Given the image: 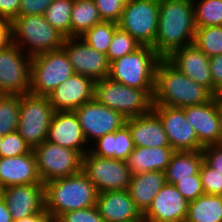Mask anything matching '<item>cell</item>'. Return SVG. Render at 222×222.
<instances>
[{
    "label": "cell",
    "mask_w": 222,
    "mask_h": 222,
    "mask_svg": "<svg viewBox=\"0 0 222 222\" xmlns=\"http://www.w3.org/2000/svg\"><path fill=\"white\" fill-rule=\"evenodd\" d=\"M193 2L160 0L157 36L152 47L162 58L193 44L196 31Z\"/></svg>",
    "instance_id": "6da1fadb"
},
{
    "label": "cell",
    "mask_w": 222,
    "mask_h": 222,
    "mask_svg": "<svg viewBox=\"0 0 222 222\" xmlns=\"http://www.w3.org/2000/svg\"><path fill=\"white\" fill-rule=\"evenodd\" d=\"M214 95L204 86L180 73L165 58L156 67L153 106L185 108L205 104Z\"/></svg>",
    "instance_id": "7a4b0ae2"
},
{
    "label": "cell",
    "mask_w": 222,
    "mask_h": 222,
    "mask_svg": "<svg viewBox=\"0 0 222 222\" xmlns=\"http://www.w3.org/2000/svg\"><path fill=\"white\" fill-rule=\"evenodd\" d=\"M98 191L80 171L44 184V209L55 221L64 213L96 205Z\"/></svg>",
    "instance_id": "3957f363"
},
{
    "label": "cell",
    "mask_w": 222,
    "mask_h": 222,
    "mask_svg": "<svg viewBox=\"0 0 222 222\" xmlns=\"http://www.w3.org/2000/svg\"><path fill=\"white\" fill-rule=\"evenodd\" d=\"M65 39L44 15H19L12 21V43L30 57L61 49Z\"/></svg>",
    "instance_id": "277c9868"
},
{
    "label": "cell",
    "mask_w": 222,
    "mask_h": 222,
    "mask_svg": "<svg viewBox=\"0 0 222 222\" xmlns=\"http://www.w3.org/2000/svg\"><path fill=\"white\" fill-rule=\"evenodd\" d=\"M161 59L152 46L141 45L111 62L108 77L131 88L154 90L156 67Z\"/></svg>",
    "instance_id": "5b68a950"
},
{
    "label": "cell",
    "mask_w": 222,
    "mask_h": 222,
    "mask_svg": "<svg viewBox=\"0 0 222 222\" xmlns=\"http://www.w3.org/2000/svg\"><path fill=\"white\" fill-rule=\"evenodd\" d=\"M154 90L131 88L109 77L95 81L94 98L126 119L137 117L153 109Z\"/></svg>",
    "instance_id": "8992f818"
},
{
    "label": "cell",
    "mask_w": 222,
    "mask_h": 222,
    "mask_svg": "<svg viewBox=\"0 0 222 222\" xmlns=\"http://www.w3.org/2000/svg\"><path fill=\"white\" fill-rule=\"evenodd\" d=\"M74 73L63 48L33 56L30 93L48 97Z\"/></svg>",
    "instance_id": "52a82bcc"
},
{
    "label": "cell",
    "mask_w": 222,
    "mask_h": 222,
    "mask_svg": "<svg viewBox=\"0 0 222 222\" xmlns=\"http://www.w3.org/2000/svg\"><path fill=\"white\" fill-rule=\"evenodd\" d=\"M54 112L49 97L32 93L20 95L17 132L31 148L47 140Z\"/></svg>",
    "instance_id": "ba28073f"
},
{
    "label": "cell",
    "mask_w": 222,
    "mask_h": 222,
    "mask_svg": "<svg viewBox=\"0 0 222 222\" xmlns=\"http://www.w3.org/2000/svg\"><path fill=\"white\" fill-rule=\"evenodd\" d=\"M39 178L49 181L75 175L82 171L83 155L71 148H64L49 141L32 148Z\"/></svg>",
    "instance_id": "9c48e42d"
},
{
    "label": "cell",
    "mask_w": 222,
    "mask_h": 222,
    "mask_svg": "<svg viewBox=\"0 0 222 222\" xmlns=\"http://www.w3.org/2000/svg\"><path fill=\"white\" fill-rule=\"evenodd\" d=\"M160 0H131L125 6L118 27L141 45L153 46L157 36Z\"/></svg>",
    "instance_id": "30bf717a"
},
{
    "label": "cell",
    "mask_w": 222,
    "mask_h": 222,
    "mask_svg": "<svg viewBox=\"0 0 222 222\" xmlns=\"http://www.w3.org/2000/svg\"><path fill=\"white\" fill-rule=\"evenodd\" d=\"M82 172L98 193L128 190L131 173L125 161L103 158L88 151L82 158Z\"/></svg>",
    "instance_id": "8fae6325"
},
{
    "label": "cell",
    "mask_w": 222,
    "mask_h": 222,
    "mask_svg": "<svg viewBox=\"0 0 222 222\" xmlns=\"http://www.w3.org/2000/svg\"><path fill=\"white\" fill-rule=\"evenodd\" d=\"M31 60L13 43L0 51V95L30 93Z\"/></svg>",
    "instance_id": "7c38bea8"
},
{
    "label": "cell",
    "mask_w": 222,
    "mask_h": 222,
    "mask_svg": "<svg viewBox=\"0 0 222 222\" xmlns=\"http://www.w3.org/2000/svg\"><path fill=\"white\" fill-rule=\"evenodd\" d=\"M75 113L89 145L92 139L95 142L104 135L122 128L127 120L118 111L99 103L95 98L77 108Z\"/></svg>",
    "instance_id": "4fadbf2b"
},
{
    "label": "cell",
    "mask_w": 222,
    "mask_h": 222,
    "mask_svg": "<svg viewBox=\"0 0 222 222\" xmlns=\"http://www.w3.org/2000/svg\"><path fill=\"white\" fill-rule=\"evenodd\" d=\"M175 151H202L196 131L189 124L185 111L180 107L153 106Z\"/></svg>",
    "instance_id": "5bb4252c"
},
{
    "label": "cell",
    "mask_w": 222,
    "mask_h": 222,
    "mask_svg": "<svg viewBox=\"0 0 222 222\" xmlns=\"http://www.w3.org/2000/svg\"><path fill=\"white\" fill-rule=\"evenodd\" d=\"M62 48L75 73L94 81L108 77L110 63L107 56L93 49L81 37H66Z\"/></svg>",
    "instance_id": "9a60e30c"
},
{
    "label": "cell",
    "mask_w": 222,
    "mask_h": 222,
    "mask_svg": "<svg viewBox=\"0 0 222 222\" xmlns=\"http://www.w3.org/2000/svg\"><path fill=\"white\" fill-rule=\"evenodd\" d=\"M183 110L204 147L222 143V114L216 96L205 104L188 106Z\"/></svg>",
    "instance_id": "2e32d148"
},
{
    "label": "cell",
    "mask_w": 222,
    "mask_h": 222,
    "mask_svg": "<svg viewBox=\"0 0 222 222\" xmlns=\"http://www.w3.org/2000/svg\"><path fill=\"white\" fill-rule=\"evenodd\" d=\"M165 59L180 73L204 86L213 94L210 58L194 44L172 51Z\"/></svg>",
    "instance_id": "e0dca14e"
},
{
    "label": "cell",
    "mask_w": 222,
    "mask_h": 222,
    "mask_svg": "<svg viewBox=\"0 0 222 222\" xmlns=\"http://www.w3.org/2000/svg\"><path fill=\"white\" fill-rule=\"evenodd\" d=\"M13 221L44 209V183L10 186L0 190Z\"/></svg>",
    "instance_id": "ac0fdd59"
},
{
    "label": "cell",
    "mask_w": 222,
    "mask_h": 222,
    "mask_svg": "<svg viewBox=\"0 0 222 222\" xmlns=\"http://www.w3.org/2000/svg\"><path fill=\"white\" fill-rule=\"evenodd\" d=\"M188 203L175 185L165 183L143 217L147 222H185Z\"/></svg>",
    "instance_id": "d6986e66"
},
{
    "label": "cell",
    "mask_w": 222,
    "mask_h": 222,
    "mask_svg": "<svg viewBox=\"0 0 222 222\" xmlns=\"http://www.w3.org/2000/svg\"><path fill=\"white\" fill-rule=\"evenodd\" d=\"M95 81L74 73L59 85L49 97L54 111H75L94 99Z\"/></svg>",
    "instance_id": "ffe728a7"
},
{
    "label": "cell",
    "mask_w": 222,
    "mask_h": 222,
    "mask_svg": "<svg viewBox=\"0 0 222 222\" xmlns=\"http://www.w3.org/2000/svg\"><path fill=\"white\" fill-rule=\"evenodd\" d=\"M47 141L79 151L83 156L90 149L85 146V144H89H87L75 111L54 112L48 129Z\"/></svg>",
    "instance_id": "44dd1931"
},
{
    "label": "cell",
    "mask_w": 222,
    "mask_h": 222,
    "mask_svg": "<svg viewBox=\"0 0 222 222\" xmlns=\"http://www.w3.org/2000/svg\"><path fill=\"white\" fill-rule=\"evenodd\" d=\"M43 183L33 151L15 157H0V190L17 185Z\"/></svg>",
    "instance_id": "7402d4cb"
},
{
    "label": "cell",
    "mask_w": 222,
    "mask_h": 222,
    "mask_svg": "<svg viewBox=\"0 0 222 222\" xmlns=\"http://www.w3.org/2000/svg\"><path fill=\"white\" fill-rule=\"evenodd\" d=\"M96 207L104 222H130L143 216L127 190L98 193Z\"/></svg>",
    "instance_id": "603a6c76"
},
{
    "label": "cell",
    "mask_w": 222,
    "mask_h": 222,
    "mask_svg": "<svg viewBox=\"0 0 222 222\" xmlns=\"http://www.w3.org/2000/svg\"><path fill=\"white\" fill-rule=\"evenodd\" d=\"M135 147H171L163 124L152 109L150 112L126 120Z\"/></svg>",
    "instance_id": "cb8c5ba5"
},
{
    "label": "cell",
    "mask_w": 222,
    "mask_h": 222,
    "mask_svg": "<svg viewBox=\"0 0 222 222\" xmlns=\"http://www.w3.org/2000/svg\"><path fill=\"white\" fill-rule=\"evenodd\" d=\"M166 183L165 172L150 171L131 175L128 192L143 214Z\"/></svg>",
    "instance_id": "d4e9b609"
},
{
    "label": "cell",
    "mask_w": 222,
    "mask_h": 222,
    "mask_svg": "<svg viewBox=\"0 0 222 222\" xmlns=\"http://www.w3.org/2000/svg\"><path fill=\"white\" fill-rule=\"evenodd\" d=\"M175 150L172 147H134L126 163L131 175L150 172H165Z\"/></svg>",
    "instance_id": "484cf974"
},
{
    "label": "cell",
    "mask_w": 222,
    "mask_h": 222,
    "mask_svg": "<svg viewBox=\"0 0 222 222\" xmlns=\"http://www.w3.org/2000/svg\"><path fill=\"white\" fill-rule=\"evenodd\" d=\"M89 151L99 157L125 161L134 150L131 132L125 124L115 132L108 133L97 139ZM96 147H95V146Z\"/></svg>",
    "instance_id": "4316f807"
},
{
    "label": "cell",
    "mask_w": 222,
    "mask_h": 222,
    "mask_svg": "<svg viewBox=\"0 0 222 222\" xmlns=\"http://www.w3.org/2000/svg\"><path fill=\"white\" fill-rule=\"evenodd\" d=\"M202 162V151H175L165 171L166 183L176 185L181 180L193 179Z\"/></svg>",
    "instance_id": "83f0119b"
},
{
    "label": "cell",
    "mask_w": 222,
    "mask_h": 222,
    "mask_svg": "<svg viewBox=\"0 0 222 222\" xmlns=\"http://www.w3.org/2000/svg\"><path fill=\"white\" fill-rule=\"evenodd\" d=\"M185 222H222V196L203 194L190 201Z\"/></svg>",
    "instance_id": "f1b7e54d"
},
{
    "label": "cell",
    "mask_w": 222,
    "mask_h": 222,
    "mask_svg": "<svg viewBox=\"0 0 222 222\" xmlns=\"http://www.w3.org/2000/svg\"><path fill=\"white\" fill-rule=\"evenodd\" d=\"M102 22L93 0H74L71 13V37H81L95 24Z\"/></svg>",
    "instance_id": "f546056e"
},
{
    "label": "cell",
    "mask_w": 222,
    "mask_h": 222,
    "mask_svg": "<svg viewBox=\"0 0 222 222\" xmlns=\"http://www.w3.org/2000/svg\"><path fill=\"white\" fill-rule=\"evenodd\" d=\"M118 23L112 21H102L88 29L81 38L100 53L107 55L109 46L114 36Z\"/></svg>",
    "instance_id": "4dcf8cb0"
},
{
    "label": "cell",
    "mask_w": 222,
    "mask_h": 222,
    "mask_svg": "<svg viewBox=\"0 0 222 222\" xmlns=\"http://www.w3.org/2000/svg\"><path fill=\"white\" fill-rule=\"evenodd\" d=\"M74 0H54L44 13L46 20L66 37H71V13Z\"/></svg>",
    "instance_id": "1f68e13d"
},
{
    "label": "cell",
    "mask_w": 222,
    "mask_h": 222,
    "mask_svg": "<svg viewBox=\"0 0 222 222\" xmlns=\"http://www.w3.org/2000/svg\"><path fill=\"white\" fill-rule=\"evenodd\" d=\"M193 44L209 58L222 54V26L196 28Z\"/></svg>",
    "instance_id": "d6a6232c"
},
{
    "label": "cell",
    "mask_w": 222,
    "mask_h": 222,
    "mask_svg": "<svg viewBox=\"0 0 222 222\" xmlns=\"http://www.w3.org/2000/svg\"><path fill=\"white\" fill-rule=\"evenodd\" d=\"M196 1L193 2L196 28L222 26V0Z\"/></svg>",
    "instance_id": "836d02e7"
},
{
    "label": "cell",
    "mask_w": 222,
    "mask_h": 222,
    "mask_svg": "<svg viewBox=\"0 0 222 222\" xmlns=\"http://www.w3.org/2000/svg\"><path fill=\"white\" fill-rule=\"evenodd\" d=\"M19 112L20 95H0V135L17 130Z\"/></svg>",
    "instance_id": "e575fe53"
},
{
    "label": "cell",
    "mask_w": 222,
    "mask_h": 222,
    "mask_svg": "<svg viewBox=\"0 0 222 222\" xmlns=\"http://www.w3.org/2000/svg\"><path fill=\"white\" fill-rule=\"evenodd\" d=\"M141 44L135 40L128 32L121 30L119 27L115 30L109 50L107 60L109 63L134 52Z\"/></svg>",
    "instance_id": "d590c367"
},
{
    "label": "cell",
    "mask_w": 222,
    "mask_h": 222,
    "mask_svg": "<svg viewBox=\"0 0 222 222\" xmlns=\"http://www.w3.org/2000/svg\"><path fill=\"white\" fill-rule=\"evenodd\" d=\"M32 148L16 131L3 136L0 147V157H15L29 153Z\"/></svg>",
    "instance_id": "8d00e7d4"
},
{
    "label": "cell",
    "mask_w": 222,
    "mask_h": 222,
    "mask_svg": "<svg viewBox=\"0 0 222 222\" xmlns=\"http://www.w3.org/2000/svg\"><path fill=\"white\" fill-rule=\"evenodd\" d=\"M205 194L222 196V174L204 161L199 170Z\"/></svg>",
    "instance_id": "74e56055"
},
{
    "label": "cell",
    "mask_w": 222,
    "mask_h": 222,
    "mask_svg": "<svg viewBox=\"0 0 222 222\" xmlns=\"http://www.w3.org/2000/svg\"><path fill=\"white\" fill-rule=\"evenodd\" d=\"M102 21L118 23L124 6L131 0H93Z\"/></svg>",
    "instance_id": "f35d334b"
},
{
    "label": "cell",
    "mask_w": 222,
    "mask_h": 222,
    "mask_svg": "<svg viewBox=\"0 0 222 222\" xmlns=\"http://www.w3.org/2000/svg\"><path fill=\"white\" fill-rule=\"evenodd\" d=\"M55 222H104L96 205L62 214Z\"/></svg>",
    "instance_id": "ab89813d"
},
{
    "label": "cell",
    "mask_w": 222,
    "mask_h": 222,
    "mask_svg": "<svg viewBox=\"0 0 222 222\" xmlns=\"http://www.w3.org/2000/svg\"><path fill=\"white\" fill-rule=\"evenodd\" d=\"M175 186L189 202L205 194L200 173L193 175V179L181 180Z\"/></svg>",
    "instance_id": "60d3db41"
},
{
    "label": "cell",
    "mask_w": 222,
    "mask_h": 222,
    "mask_svg": "<svg viewBox=\"0 0 222 222\" xmlns=\"http://www.w3.org/2000/svg\"><path fill=\"white\" fill-rule=\"evenodd\" d=\"M202 154L203 161L222 174V143L205 146Z\"/></svg>",
    "instance_id": "b9f144b4"
},
{
    "label": "cell",
    "mask_w": 222,
    "mask_h": 222,
    "mask_svg": "<svg viewBox=\"0 0 222 222\" xmlns=\"http://www.w3.org/2000/svg\"><path fill=\"white\" fill-rule=\"evenodd\" d=\"M54 0H20L19 15H44Z\"/></svg>",
    "instance_id": "7bdbcfd3"
},
{
    "label": "cell",
    "mask_w": 222,
    "mask_h": 222,
    "mask_svg": "<svg viewBox=\"0 0 222 222\" xmlns=\"http://www.w3.org/2000/svg\"><path fill=\"white\" fill-rule=\"evenodd\" d=\"M210 71L213 81V95L222 89V54L210 57Z\"/></svg>",
    "instance_id": "ee69618b"
},
{
    "label": "cell",
    "mask_w": 222,
    "mask_h": 222,
    "mask_svg": "<svg viewBox=\"0 0 222 222\" xmlns=\"http://www.w3.org/2000/svg\"><path fill=\"white\" fill-rule=\"evenodd\" d=\"M20 0H0V18L11 22L19 16Z\"/></svg>",
    "instance_id": "f6af8a7d"
},
{
    "label": "cell",
    "mask_w": 222,
    "mask_h": 222,
    "mask_svg": "<svg viewBox=\"0 0 222 222\" xmlns=\"http://www.w3.org/2000/svg\"><path fill=\"white\" fill-rule=\"evenodd\" d=\"M12 44V22L0 18V51Z\"/></svg>",
    "instance_id": "bcb514c9"
},
{
    "label": "cell",
    "mask_w": 222,
    "mask_h": 222,
    "mask_svg": "<svg viewBox=\"0 0 222 222\" xmlns=\"http://www.w3.org/2000/svg\"><path fill=\"white\" fill-rule=\"evenodd\" d=\"M13 222H55L52 215L43 209L41 212L33 214L29 217L22 218Z\"/></svg>",
    "instance_id": "7dc6e473"
},
{
    "label": "cell",
    "mask_w": 222,
    "mask_h": 222,
    "mask_svg": "<svg viewBox=\"0 0 222 222\" xmlns=\"http://www.w3.org/2000/svg\"><path fill=\"white\" fill-rule=\"evenodd\" d=\"M0 222H13L12 216L1 195H0Z\"/></svg>",
    "instance_id": "c3c4849f"
},
{
    "label": "cell",
    "mask_w": 222,
    "mask_h": 222,
    "mask_svg": "<svg viewBox=\"0 0 222 222\" xmlns=\"http://www.w3.org/2000/svg\"><path fill=\"white\" fill-rule=\"evenodd\" d=\"M130 222H147L144 217L142 216L140 219H135L133 221H130Z\"/></svg>",
    "instance_id": "681fc988"
},
{
    "label": "cell",
    "mask_w": 222,
    "mask_h": 222,
    "mask_svg": "<svg viewBox=\"0 0 222 222\" xmlns=\"http://www.w3.org/2000/svg\"><path fill=\"white\" fill-rule=\"evenodd\" d=\"M217 100H222V89L218 92V95L216 96Z\"/></svg>",
    "instance_id": "f907efd6"
},
{
    "label": "cell",
    "mask_w": 222,
    "mask_h": 222,
    "mask_svg": "<svg viewBox=\"0 0 222 222\" xmlns=\"http://www.w3.org/2000/svg\"><path fill=\"white\" fill-rule=\"evenodd\" d=\"M220 108V112L222 114V100H217Z\"/></svg>",
    "instance_id": "816d5d0a"
},
{
    "label": "cell",
    "mask_w": 222,
    "mask_h": 222,
    "mask_svg": "<svg viewBox=\"0 0 222 222\" xmlns=\"http://www.w3.org/2000/svg\"><path fill=\"white\" fill-rule=\"evenodd\" d=\"M2 138H3V136L0 135V147H1V144H2Z\"/></svg>",
    "instance_id": "f5cc1de1"
}]
</instances>
